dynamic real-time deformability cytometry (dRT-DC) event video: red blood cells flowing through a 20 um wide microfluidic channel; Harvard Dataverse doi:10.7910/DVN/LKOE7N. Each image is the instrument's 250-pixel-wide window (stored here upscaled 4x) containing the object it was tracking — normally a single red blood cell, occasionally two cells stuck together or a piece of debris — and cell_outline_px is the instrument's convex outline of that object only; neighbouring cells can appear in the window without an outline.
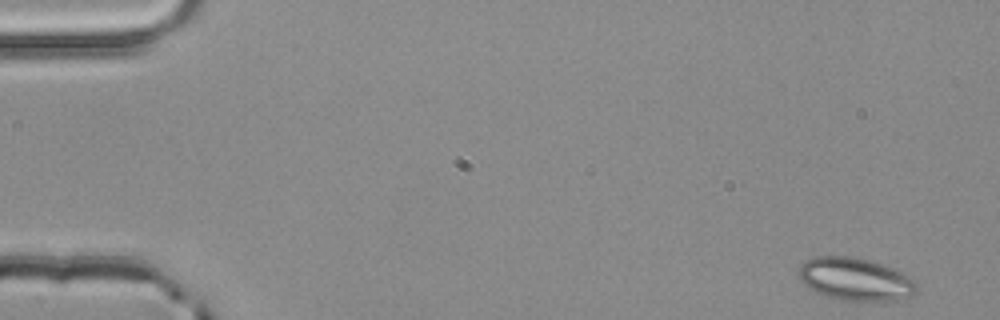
{"species": "common noctule bat (a hibernating species)", "species_latin": "Nyctalus noctula", "temperature_condition": "room temperature", "stored_images_in_passage": 4, "camera_frame_rate_fps": 3000, "um_per_image_px": 0.085, "animal": {"sex": "male", "body_mass_g": 20.4}, "frame": {"image": 1, "passage_image": 1, "time_ms": 0.0, "image_size_px": [1000, 320], "cell_outline_px": [[916, 296], [896, 300], [840, 300], [816, 292], [808, 288], [800, 280], [796, 272], [800, 264], [804, 260], [812, 256], [856, 256], [892, 268], [916, 280]], "centroid_in_image_um": [72.66, 23.72], "position_along_channel_um": 12.3, "area_um2": 29.65}}
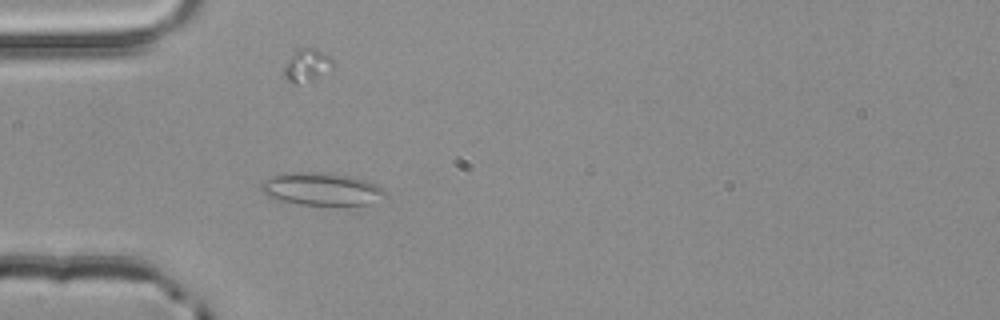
{"frame": {"image": 2, "passage_image": 4, "time_ms": 1.0, "image_size_px": [1000, 320], "cell_outline_px": [[388, 196], [372, 204], [300, 204], [280, 200], [268, 196], [260, 188], [260, 184], [264, 180], [288, 172], [320, 172], [352, 176], [376, 184], [384, 188], [388, 192]], "centroid_in_image_um": [27.4, 16.06], "position_along_channel_um": 57.6, "area_um2": 23.47}}